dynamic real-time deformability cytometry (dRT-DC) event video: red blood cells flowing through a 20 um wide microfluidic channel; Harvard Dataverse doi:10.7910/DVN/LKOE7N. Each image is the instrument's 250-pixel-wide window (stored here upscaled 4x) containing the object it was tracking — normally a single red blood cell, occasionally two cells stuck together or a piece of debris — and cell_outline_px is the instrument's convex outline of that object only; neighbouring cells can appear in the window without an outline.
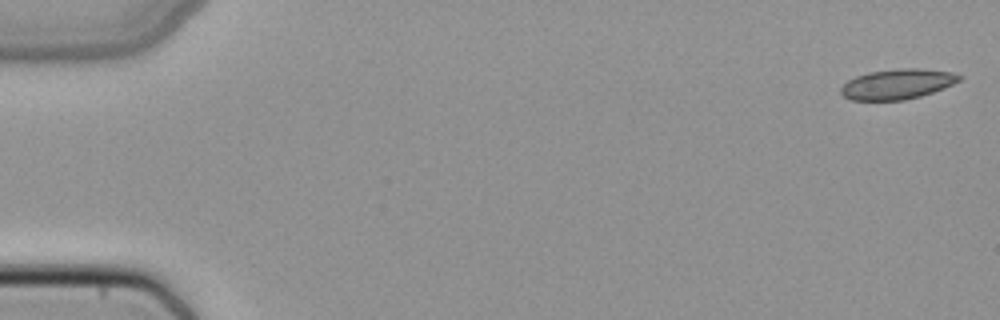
{"species": "common noctule bat (a hibernating species)", "species_latin": "Nyctalus noctula", "temperature_condition": "cold", "stored_images_in_passage": 50, "camera_frame_rate_fps": 3000, "um_per_image_px": 0.085, "animal": {"sex": "female", "body_mass_g": 22.7, "forearm_length_mm": 54.2}, "frame": {"image": 1, "passage_image": 1, "time_ms": 0.0, "image_size_px": [1000, 320], "cell_outline_px": [[964, 76], [960, 80], [944, 88], [920, 96], [904, 100], [852, 100], [844, 96], [840, 92], [840, 88], [848, 80], [856, 76], [868, 72], [896, 68], [920, 68], [952, 72]], "centroid_in_image_um": [76.28, 7.13], "position_along_channel_um": 8.7, "area_um2": 20.87}}
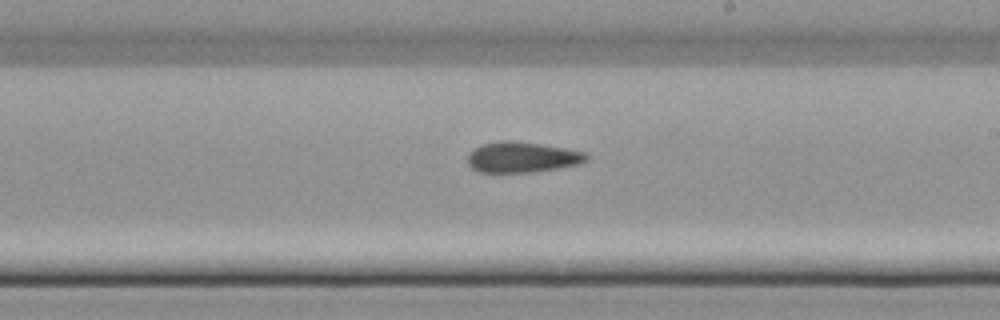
{"frame": {"image": 2, "passage_image": 29, "time_ms": 9.333, "image_size_px": [1000, 320], "cell_outline_px": [[588, 160], [576, 164], [556, 168], [532, 172], [476, 172], [468, 164], [468, 156], [480, 144], [500, 140], [508, 140], [540, 144], [564, 148], [584, 152], [588, 156]], "centroid_in_image_um": [44.34, 13.36], "position_along_channel_um": 244.7, "area_um2": 20.92}}
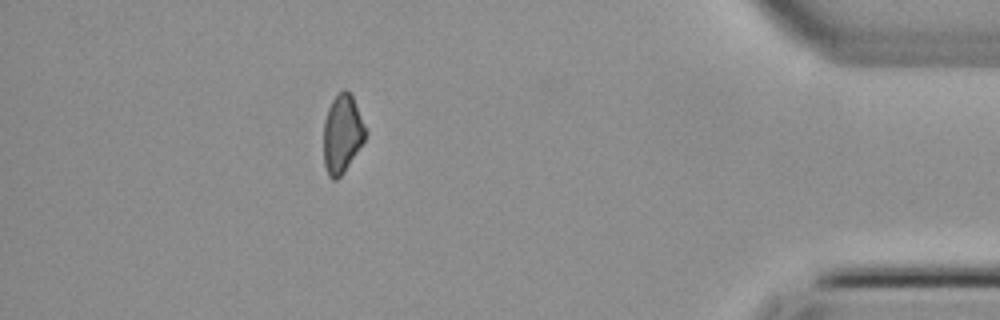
{"frame": {"image": 3, "passage_image": 44, "time_ms": 14.333, "image_size_px": [1000, 320], "cell_outline_px": [[368, 132], [364, 140], [344, 172], [336, 180], [332, 180], [328, 176], [324, 164], [324, 120], [328, 108], [332, 100], [344, 88], [352, 96]], "centroid_in_image_um": [29.08, 11.39], "position_along_channel_um": 406.1, "area_um2": 18.96}}